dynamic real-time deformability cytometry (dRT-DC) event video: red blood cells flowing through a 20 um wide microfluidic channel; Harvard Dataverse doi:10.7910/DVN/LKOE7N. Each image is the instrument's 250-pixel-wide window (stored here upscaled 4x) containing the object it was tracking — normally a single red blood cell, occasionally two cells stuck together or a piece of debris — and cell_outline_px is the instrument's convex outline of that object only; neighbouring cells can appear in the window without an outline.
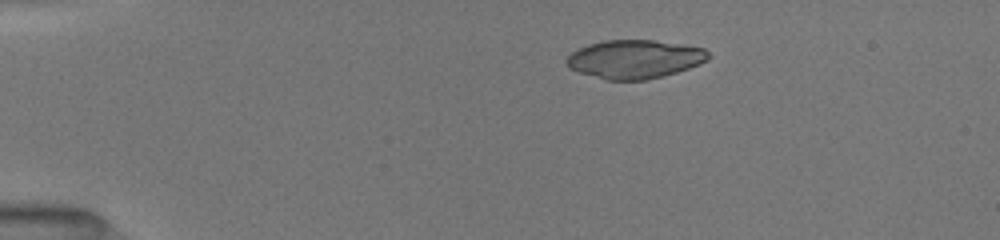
{"species": "common noctule bat (a hibernating species)", "species_latin": "Nyctalus noctula", "temperature_condition": "room temperature", "stored_images_in_passage": 17, "camera_frame_rate_fps": 3000, "um_per_image_px": 0.085, "animal": {"sex": "female", "body_mass_g": 19.5, "forearm_length_mm": 54.1}, "frame": {"image": 1, "passage_image": 4, "time_ms": 2.0, "image_size_px": [1000, 240], "cell_outline_px": [[708, 56], [700, 64], [676, 72], [648, 80], [604, 80], [568, 68], [564, 60], [572, 52], [588, 44], [604, 40], [652, 40], [684, 44], [704, 48], [708, 52]], "centroid_in_image_um": [53.91, 5.03], "position_along_channel_um": 31.1, "area_um2": 31.85}}